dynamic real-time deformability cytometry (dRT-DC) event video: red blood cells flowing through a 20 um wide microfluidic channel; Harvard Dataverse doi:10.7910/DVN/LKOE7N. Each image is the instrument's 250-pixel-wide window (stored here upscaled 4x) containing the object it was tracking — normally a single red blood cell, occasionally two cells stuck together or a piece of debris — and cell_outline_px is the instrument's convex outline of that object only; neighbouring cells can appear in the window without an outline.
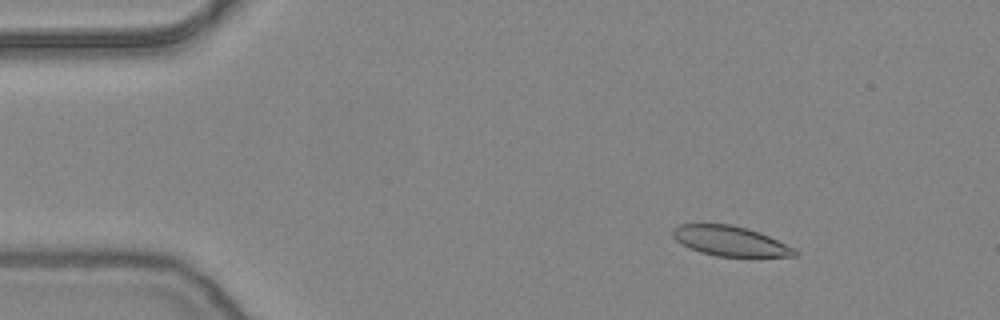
{"species": "common noctule bat (a hibernating species)", "species_latin": "Nyctalus noctula", "temperature_condition": "warm", "stored_images_in_passage": 44, "camera_frame_rate_fps": 3000, "um_per_image_px": 0.085, "animal": {"sex": "female", "body_mass_g": 24.6, "forearm_length_mm": 56.2}, "frame": {"image": 1, "passage_image": 3, "time_ms": 0.667, "image_size_px": [1000, 320], "cell_outline_px": [[800, 252], [796, 256], [716, 256], [700, 252], [688, 248], [680, 244], [672, 236], [672, 228], [680, 224], [732, 224], [760, 232], [796, 248]], "centroid_in_image_um": [62.06, 20.48], "position_along_channel_um": 22.9, "area_um2": 21.44}}
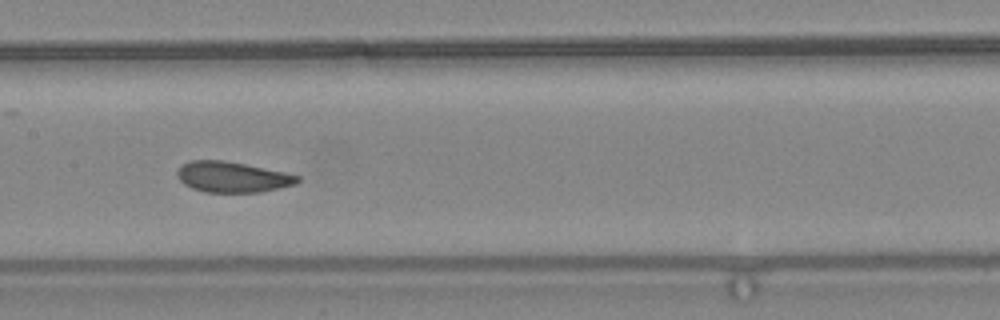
{"frame": {"image": 2, "passage_image": 22, "time_ms": 7.0, "image_size_px": [1000, 320], "cell_outline_px": [[300, 180], [296, 184], [260, 192], [204, 192], [192, 188], [184, 184], [176, 176], [176, 172], [188, 160], [224, 160], [284, 172], [300, 176]], "centroid_in_image_um": [19.73, 15.04], "position_along_channel_um": 187.7, "area_um2": 21.39}}
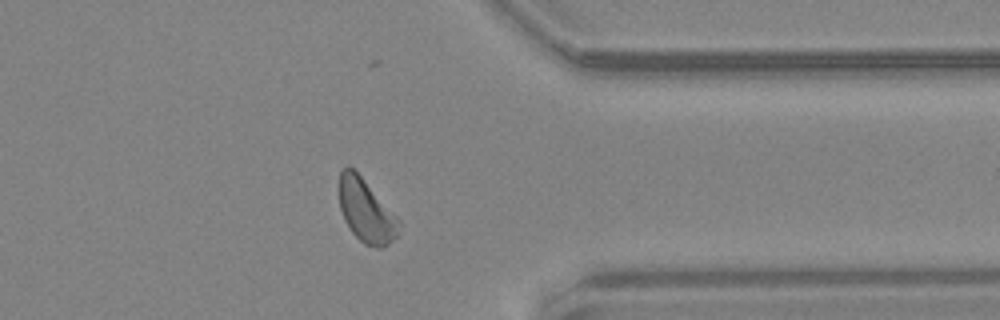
{"frame": {"image": 3, "passage_image": 38, "time_ms": 12.333, "image_size_px": [1000, 320], "cell_outline_px": [[400, 224], [396, 236], [388, 244], [380, 248], [376, 248], [364, 244], [352, 232], [344, 220], [340, 208], [340, 172], [348, 164], [360, 176], [400, 220]], "centroid_in_image_um": [31.11, 17.95], "position_along_channel_um": 380.3, "area_um2": 21.44}, "authors_computed_cell_mechanics": {"area_um2": 22.0796, "velocity_mm_per_s": 3.8085, "shape_relaxation_time_tau1_ms": 4.0069, "shape_relaxation_time_tau2_ms": 1.9954, "deformation_change_tau1": 0.1102, "deformation_change_tau2": 0.0636}}